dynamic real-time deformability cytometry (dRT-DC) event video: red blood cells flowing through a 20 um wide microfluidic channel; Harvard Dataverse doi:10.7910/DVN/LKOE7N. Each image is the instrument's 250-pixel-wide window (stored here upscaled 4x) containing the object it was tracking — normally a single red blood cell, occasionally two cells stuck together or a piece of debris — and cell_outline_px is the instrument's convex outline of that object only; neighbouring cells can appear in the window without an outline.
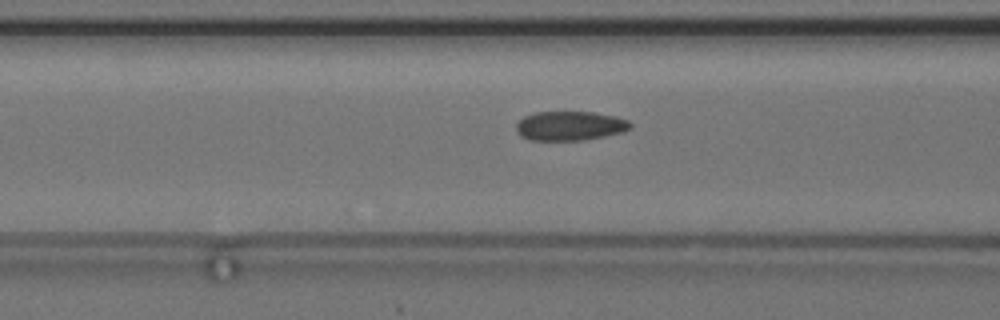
{"species": "common noctule bat (a hibernating species)", "species_latin": "Nyctalus noctula", "temperature_condition": "cold", "stored_images_in_passage": 7, "camera_frame_rate_fps": 3000, "um_per_image_px": 0.085, "animal": {"sex": "female", "body_mass_g": 24.6, "forearm_length_mm": 56.2}, "frame": {"image": 1, "passage_image": 5, "time_ms": 1.333, "image_size_px": [1000, 320], "cell_outline_px": [[632, 128], [624, 132], [584, 140], [528, 140], [520, 136], [516, 132], [516, 124], [524, 116], [536, 112], [592, 112], [616, 116], [628, 120], [632, 124]], "centroid_in_image_um": [48.45, 10.7], "position_along_channel_um": 118.1, "area_um2": 19.65}}